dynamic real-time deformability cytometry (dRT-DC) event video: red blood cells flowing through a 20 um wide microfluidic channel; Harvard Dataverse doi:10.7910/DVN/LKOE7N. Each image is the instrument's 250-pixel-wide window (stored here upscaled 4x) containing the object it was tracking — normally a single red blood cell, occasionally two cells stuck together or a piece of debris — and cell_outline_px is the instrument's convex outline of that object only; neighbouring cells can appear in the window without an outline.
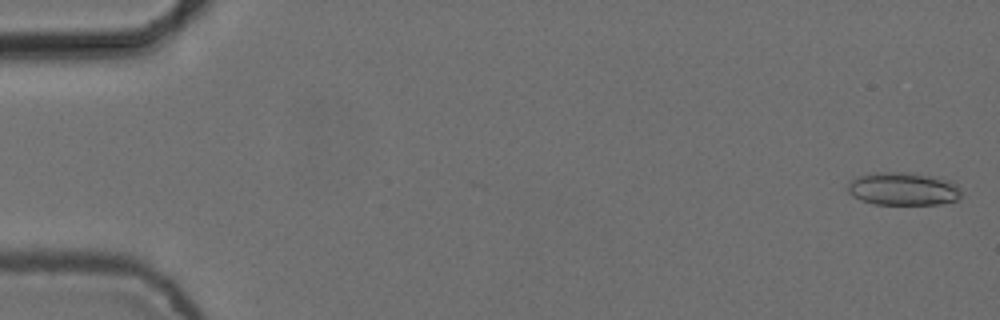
{"species": "common noctule bat (a hibernating species)", "species_latin": "Nyctalus noctula", "temperature_condition": "cold", "stored_images_in_passage": 5, "camera_frame_rate_fps": 3000, "um_per_image_px": 0.085, "animal": {"sex": "female", "body_mass_g": 24.6, "forearm_length_mm": 56.2}, "frame": {"image": 1, "passage_image": 1, "time_ms": 0.0, "image_size_px": [1000, 320], "cell_outline_px": [[960, 196], [956, 200], [940, 204], [876, 204], [860, 200], [852, 196], [848, 192], [848, 184], [856, 176], [872, 172], [908, 172], [936, 176], [948, 180], [956, 184], [960, 188]], "centroid_in_image_um": [76.75, 16.04], "position_along_channel_um": 8.3, "area_um2": 22.02}}